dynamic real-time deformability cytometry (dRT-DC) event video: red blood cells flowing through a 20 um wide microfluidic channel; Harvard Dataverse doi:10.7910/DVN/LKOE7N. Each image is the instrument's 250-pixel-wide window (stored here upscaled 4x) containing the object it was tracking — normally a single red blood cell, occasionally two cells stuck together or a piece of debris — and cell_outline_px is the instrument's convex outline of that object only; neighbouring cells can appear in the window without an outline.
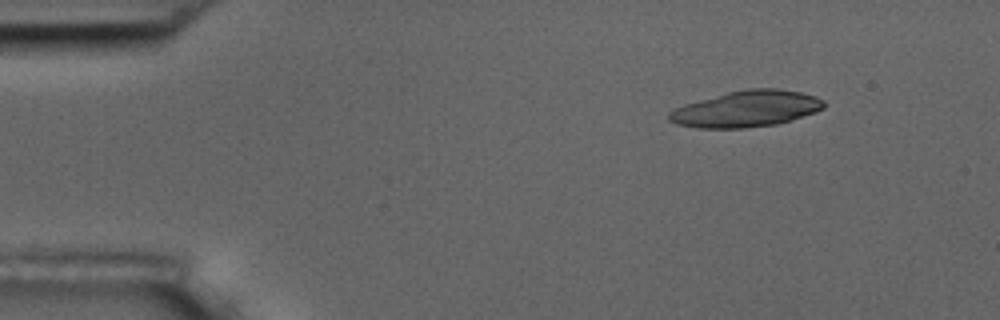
{"species": "common noctule bat (a hibernating species)", "species_latin": "Nyctalus noctula", "temperature_condition": "room temperature", "stored_images_in_passage": 5, "camera_frame_rate_fps": 3000, "um_per_image_px": 0.085, "animal": {"sex": "male", "body_mass_g": 17.5, "forearm_length_mm": 52.3}, "frame": {"image": 1, "passage_image": 2, "time_ms": 1.333, "image_size_px": [1000, 320], "cell_outline_px": [[824, 108], [816, 112], [776, 124], [744, 128], [696, 128], [676, 124], [668, 120], [668, 112], [684, 104], [728, 92], [748, 88], [776, 88], [800, 92], [816, 96], [824, 100]], "centroid_in_image_um": [63.43, 9.25], "position_along_channel_um": 21.6, "area_um2": 32.66}}